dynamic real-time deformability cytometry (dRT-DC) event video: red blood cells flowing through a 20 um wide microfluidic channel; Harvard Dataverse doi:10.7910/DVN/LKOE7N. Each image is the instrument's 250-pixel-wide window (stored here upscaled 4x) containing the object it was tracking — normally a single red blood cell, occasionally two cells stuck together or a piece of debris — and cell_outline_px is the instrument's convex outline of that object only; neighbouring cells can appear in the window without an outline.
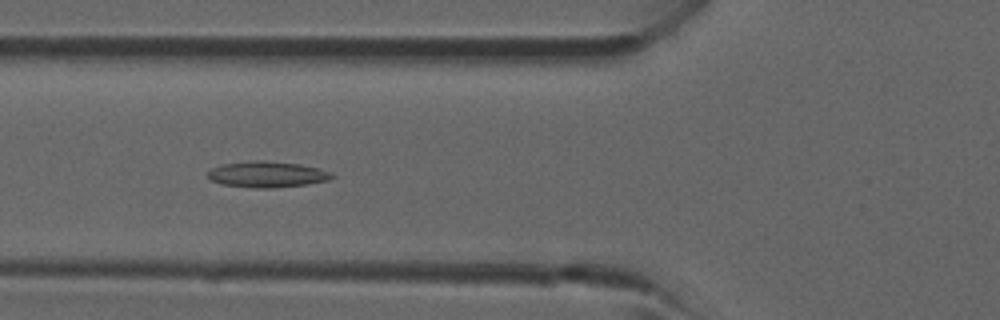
{"species": "common noctule bat (a hibernating species)", "species_latin": "Nyctalus noctula", "temperature_condition": "room temperature", "stored_images_in_passage": 42, "camera_frame_rate_fps": 3000, "um_per_image_px": 0.085, "animal": {"sex": "male", "forearm_length_mm": 52.5}, "frame": {"image": 1, "passage_image": 16, "time_ms": 5.0, "image_size_px": [1000, 320], "cell_outline_px": [[336, 176], [328, 180], [304, 184], [276, 188], [256, 188], [220, 184], [212, 180], [208, 176], [208, 172], [212, 168], [220, 164], [248, 160], [264, 160], [300, 164], [320, 168], [332, 172]], "centroid_in_image_um": [22.71, 14.81], "position_along_channel_um": 103.1, "area_um2": 19.02}}
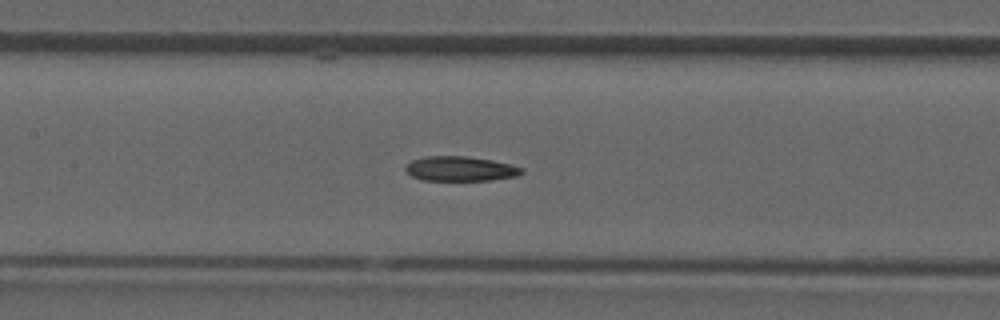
{"frame": {"image": 2, "passage_image": 20, "time_ms": 6.333, "image_size_px": [1000, 320], "cell_outline_px": [[524, 172], [516, 176], [492, 180], [420, 180], [412, 176], [404, 168], [404, 164], [412, 160], [424, 156], [468, 156], [492, 160], [512, 164], [524, 168]], "centroid_in_image_um": [39.12, 14.33], "position_along_channel_um": 168.3, "area_um2": 16.94}}
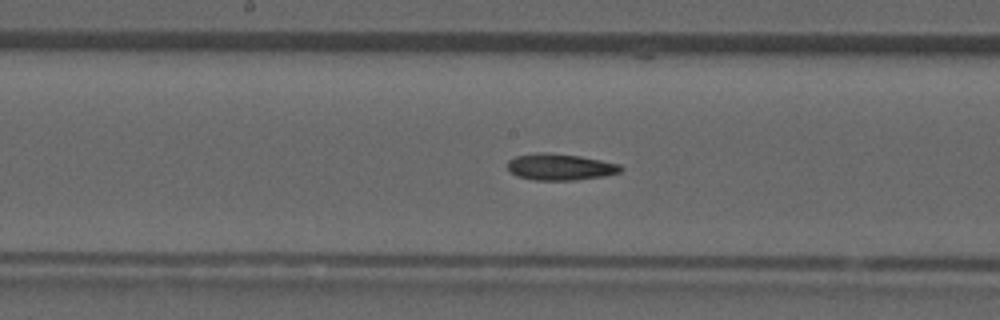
{"frame": {"image": 3, "passage_image": 22, "time_ms": 7.0, "image_size_px": [1000, 320], "cell_outline_px": [[624, 168], [620, 172], [604, 176], [576, 180], [532, 180], [516, 176], [508, 168], [508, 160], [516, 156], [536, 152], [544, 152], [580, 156], [620, 164]], "centroid_in_image_um": [47.61, 14.19], "position_along_channel_um": 200.6, "area_um2": 17.51}}